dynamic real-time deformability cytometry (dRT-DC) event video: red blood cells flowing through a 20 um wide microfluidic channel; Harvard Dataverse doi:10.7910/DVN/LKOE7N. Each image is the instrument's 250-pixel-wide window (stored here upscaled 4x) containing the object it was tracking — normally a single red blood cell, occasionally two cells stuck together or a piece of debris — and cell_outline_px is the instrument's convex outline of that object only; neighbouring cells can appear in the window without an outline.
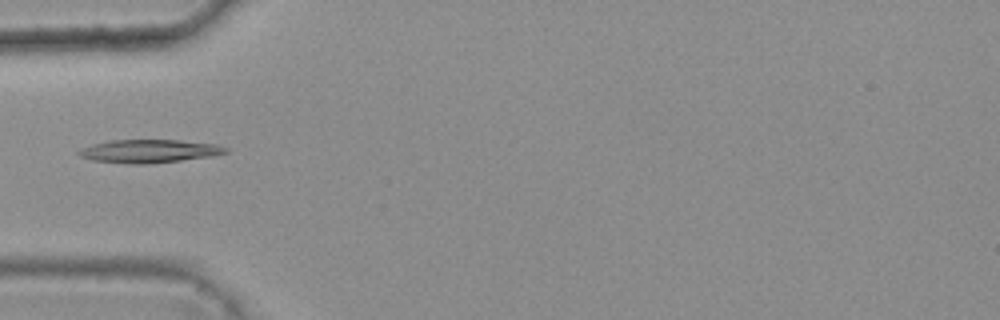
{"species": "common noctule bat (a hibernating species)", "species_latin": "Nyctalus noctula", "temperature_condition": "warm", "stored_images_in_passage": 6, "camera_frame_rate_fps": 3000, "um_per_image_px": 0.085, "animal": {"sex": "female", "body_mass_g": 25.1}, "frame": {"image": 1, "passage_image": 5, "time_ms": 1.333, "image_size_px": [1000, 320], "cell_outline_px": [[228, 152], [212, 156], [148, 164], [132, 164], [92, 160], [80, 156], [76, 152], [80, 148], [92, 144], [112, 140], [180, 140], [216, 144], [228, 148]], "centroid_in_image_um": [12.66, 12.84], "position_along_channel_um": 72.3, "area_um2": 19.83}}
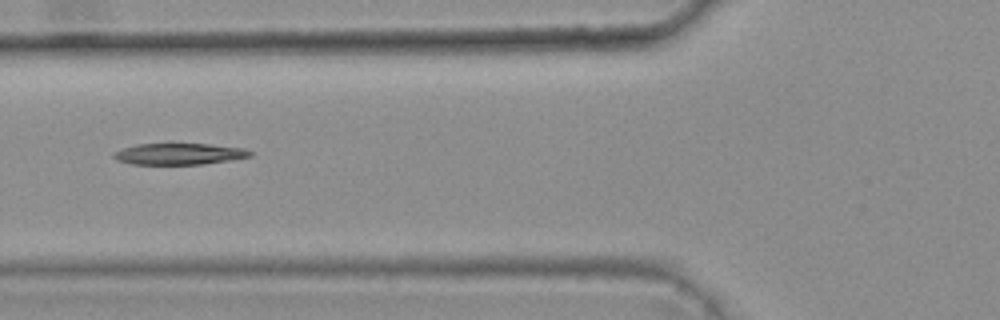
{"frame": {"image": 2, "passage_image": 6, "time_ms": 1.667, "image_size_px": [1000, 320], "cell_outline_px": [[252, 156], [204, 164], [132, 164], [116, 160], [112, 156], [116, 152], [124, 148], [136, 144], [208, 144], [244, 148], [252, 152]], "centroid_in_image_um": [15.23, 13.08], "position_along_channel_um": 110.6, "area_um2": 16.76}}